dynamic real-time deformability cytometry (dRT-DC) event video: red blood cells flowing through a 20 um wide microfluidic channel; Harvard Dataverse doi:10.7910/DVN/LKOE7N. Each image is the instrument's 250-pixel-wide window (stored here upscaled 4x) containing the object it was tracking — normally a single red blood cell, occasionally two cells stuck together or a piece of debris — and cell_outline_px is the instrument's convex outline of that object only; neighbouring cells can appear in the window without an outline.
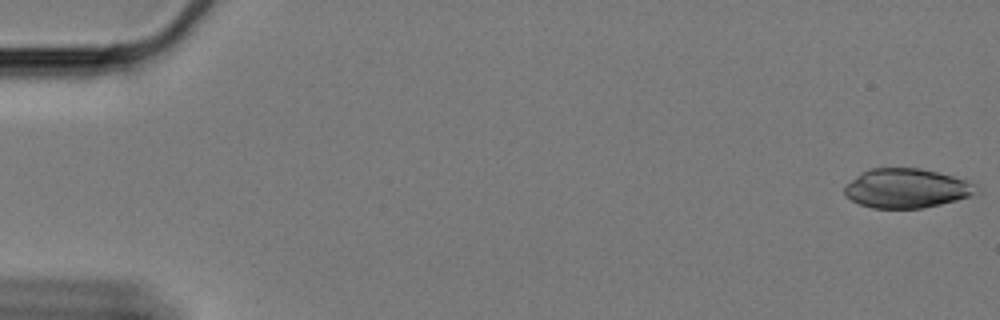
{"species": "Egyptian fruit bat (a non-hibernating species)", "species_latin": "Rousettus aegyptiacus", "temperature_condition": "cold", "stored_images_in_passage": 60, "camera_frame_rate_fps": 3000, "um_per_image_px": 0.085, "animal": {"sex": "female"}, "frame": {"image": 1, "passage_image": 1, "time_ms": 0.0, "image_size_px": [1000, 320], "cell_outline_px": [[980, 192], [972, 196], [924, 208], [872, 208], [860, 204], [852, 200], [844, 192], [844, 188], [860, 172], [872, 168], [920, 168], [952, 176], [980, 184]], "centroid_in_image_um": [77.13, 16.0], "position_along_channel_um": 7.9, "area_um2": 30.29}}
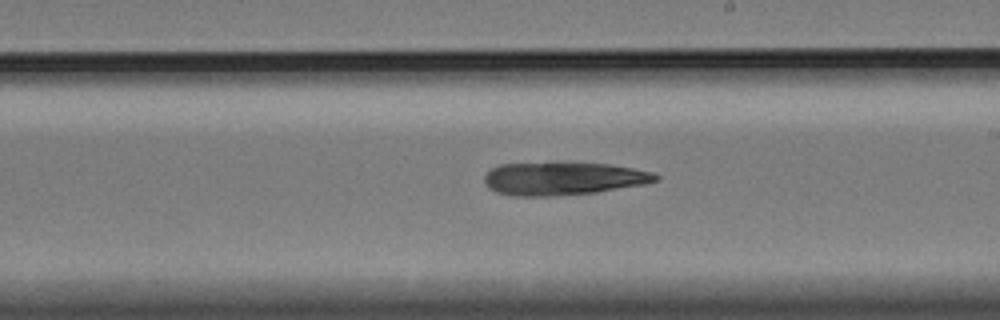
{"frame": {"image": 2, "passage_image": 35, "time_ms": 11.333, "image_size_px": [1000, 320], "cell_outline_px": [[660, 180], [644, 184], [596, 192], [552, 196], [512, 196], [496, 192], [488, 188], [484, 184], [484, 176], [492, 168], [500, 164], [612, 164], [652, 172], [660, 176]], "centroid_in_image_um": [47.86, 15.2], "position_along_channel_um": 241.1, "area_um2": 32.48}}
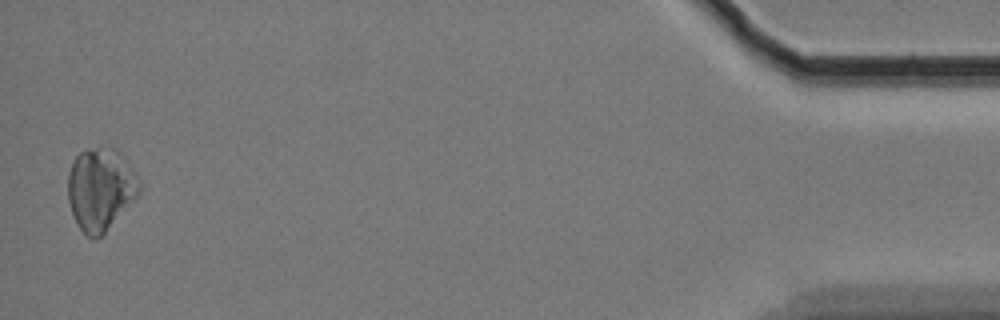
{"frame": {"image": 3, "passage_image": 59, "time_ms": 19.333, "image_size_px": [1000, 320], "cell_outline_px": [[140, 192], [104, 232], [100, 236], [88, 236], [80, 228], [72, 212], [68, 200], [68, 172], [76, 156], [80, 152], [88, 148], [108, 144], [116, 148], [124, 156], [140, 180]], "centroid_in_image_um": [8.55, 15.97], "position_along_channel_um": 426.7, "area_um2": 34.1}}